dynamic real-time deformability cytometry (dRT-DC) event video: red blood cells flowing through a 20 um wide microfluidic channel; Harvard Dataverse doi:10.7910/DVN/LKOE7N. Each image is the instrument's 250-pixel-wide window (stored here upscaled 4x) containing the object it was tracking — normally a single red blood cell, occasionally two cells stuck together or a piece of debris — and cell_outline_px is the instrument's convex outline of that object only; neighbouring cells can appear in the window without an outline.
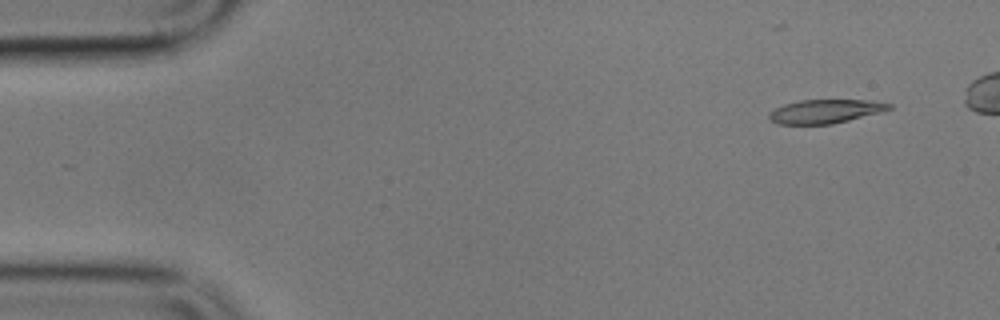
{"species": "common noctule bat (a hibernating species)", "species_latin": "Nyctalus noctula", "temperature_condition": "cold", "stored_images_in_passage": 2, "camera_frame_rate_fps": 3000, "um_per_image_px": 0.085, "animal": {"sex": "male", "body_mass_g": 17.9}, "frame": {"image": 1, "passage_image": 1, "time_ms": 0.0, "image_size_px": [1000, 320], "cell_outline_px": [[892, 108], [884, 112], [832, 124], [776, 124], [768, 116], [768, 112], [784, 104], [800, 100], [868, 100], [892, 104]], "centroid_in_image_um": [70.17, 9.46], "position_along_channel_um": 14.8, "area_um2": 16.7}}